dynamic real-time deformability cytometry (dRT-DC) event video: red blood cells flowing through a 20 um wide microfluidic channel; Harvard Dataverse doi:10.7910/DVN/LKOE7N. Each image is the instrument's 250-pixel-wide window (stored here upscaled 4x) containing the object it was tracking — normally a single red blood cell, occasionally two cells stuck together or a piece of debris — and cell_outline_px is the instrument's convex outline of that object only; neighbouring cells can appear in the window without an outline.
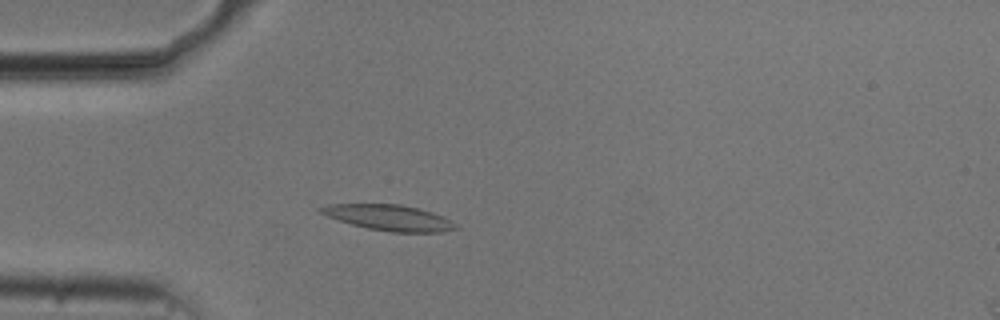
{"species": "common noctule bat (a hibernating species)", "species_latin": "Nyctalus noctula", "temperature_condition": "cold", "stored_images_in_passage": 50, "camera_frame_rate_fps": 3000, "um_per_image_px": 0.085, "animal": {"sex": "male", "body_mass_g": 20.5, "forearm_length_mm": 52.5}, "frame": {"image": 1, "passage_image": 11, "time_ms": 3.333, "image_size_px": [1000, 320], "cell_outline_px": [[460, 228], [440, 232], [392, 232], [368, 228], [352, 224], [328, 216], [320, 212], [316, 208], [328, 204], [400, 204], [420, 208], [444, 216], [452, 220]], "centroid_in_image_um": [33.12, 18.49], "position_along_channel_um": 51.9, "area_um2": 20.23}}
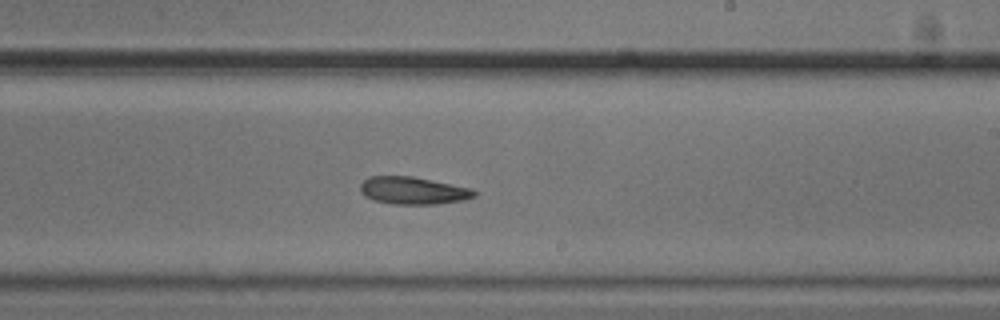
{"frame": {"image": 2, "passage_image": 28, "time_ms": 9.0, "image_size_px": [1000, 320], "cell_outline_px": [[476, 196], [464, 200], [436, 204], [392, 204], [376, 200], [364, 196], [360, 192], [360, 184], [368, 176], [412, 176], [472, 188], [476, 192]], "centroid_in_image_um": [35.11, 16.19], "position_along_channel_um": 253.9, "area_um2": 18.26}}
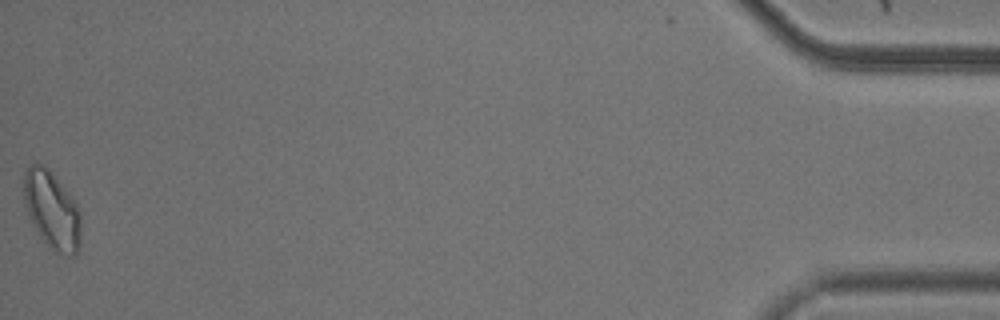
{"frame": {"image": 3, "passage_image": 50, "time_ms": 16.333, "image_size_px": [1000, 320], "cell_outline_px": [[80, 244], [76, 256], [68, 256], [52, 252], [48, 248], [32, 224], [28, 216], [24, 200], [24, 172], [36, 160], [44, 164], [48, 168], [68, 192], [76, 204], [80, 212]], "centroid_in_image_um": [4.41, 17.89], "position_along_channel_um": 430.8, "area_um2": 26.24}, "authors_computed_cell_mechanics": {"area_um2": 19.3341, "velocity_mm_per_s": 3.7234, "shape_relaxation_time_tau1_ms": 11.3103, "shape_relaxation_time_tau2_ms": null, "deformation_change_tau1": 0.1788, "deformation_change_tau2": null}}